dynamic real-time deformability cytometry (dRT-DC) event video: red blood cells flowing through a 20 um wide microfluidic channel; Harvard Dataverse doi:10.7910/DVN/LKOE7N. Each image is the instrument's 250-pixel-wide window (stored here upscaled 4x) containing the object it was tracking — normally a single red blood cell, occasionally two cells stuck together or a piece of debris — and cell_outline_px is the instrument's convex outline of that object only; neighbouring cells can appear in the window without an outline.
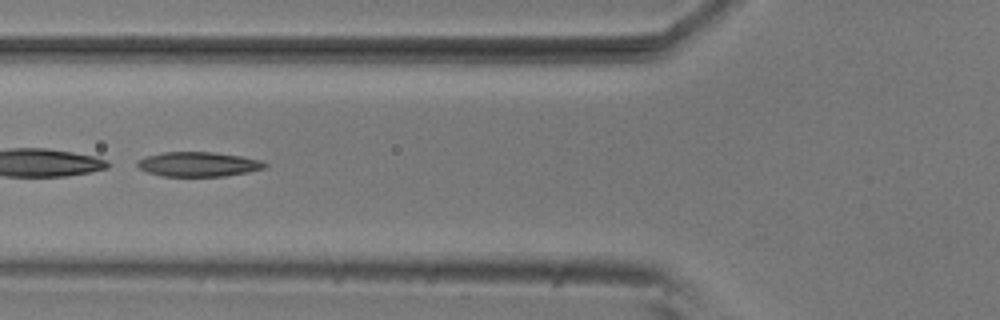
{"species": "common noctule bat (a hibernating species)", "species_latin": "Nyctalus noctula", "temperature_condition": "room temperature", "stored_images_in_passage": 43, "camera_frame_rate_fps": 3000, "um_per_image_px": 0.085, "animal": {"sex": "male", "body_mass_g": 20.5, "forearm_length_mm": 52.5}, "frame": {"image": 1, "passage_image": 10, "time_ms": 3.0, "image_size_px": [1000, 320], "cell_outline_px": [[268, 164], [264, 168], [248, 172], [224, 176], [160, 176], [148, 172], [140, 168], [136, 164], [136, 160], [148, 156], [164, 152], [212, 152], [240, 156], [260, 160]], "centroid_in_image_um": [16.84, 13.96], "position_along_channel_um": 109.0, "area_um2": 18.15}}
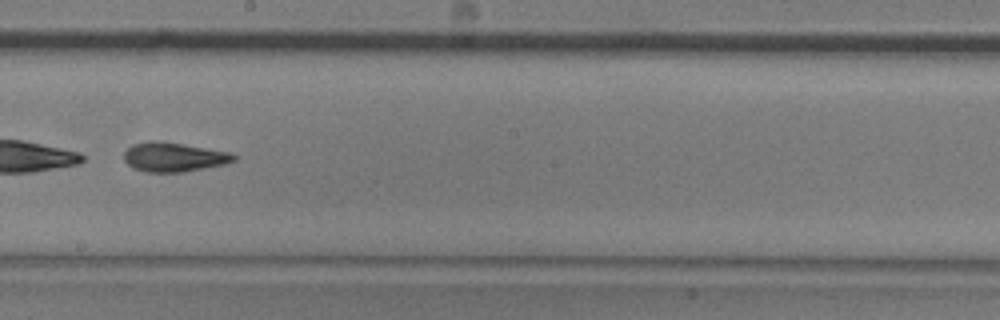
{"frame": {"image": 2, "passage_image": 20, "time_ms": 6.333, "image_size_px": [1000, 320], "cell_outline_px": [[236, 160], [224, 164], [204, 168], [180, 172], [144, 172], [132, 168], [124, 160], [124, 152], [132, 144], [148, 140], [164, 140], [232, 152], [236, 156]], "centroid_in_image_um": [14.76, 13.32], "position_along_channel_um": 233.4, "area_um2": 19.13}}
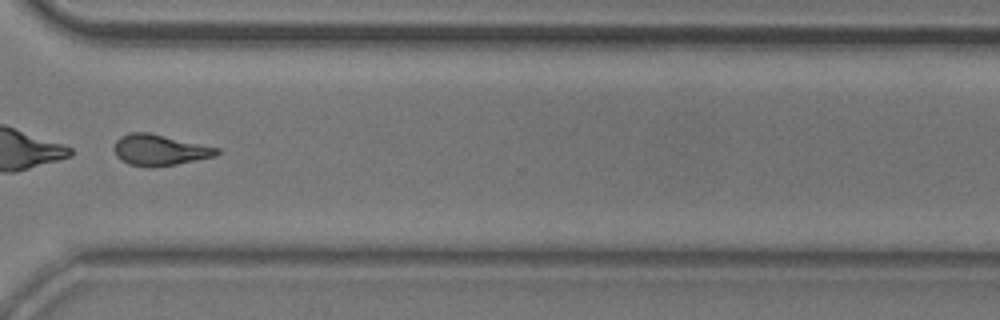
{"frame": {"image": 3, "passage_image": 30, "time_ms": 9.667, "image_size_px": [1000, 320], "cell_outline_px": [[220, 152], [216, 156], [176, 164], [152, 168], [148, 168], [128, 164], [120, 160], [116, 156], [116, 140], [120, 136], [132, 132], [148, 132], [220, 148]], "centroid_in_image_um": [13.58, 12.76], "position_along_channel_um": 357.0, "area_um2": 18.55}, "authors_computed_cell_mechanics": {"area_um2": 19.074, "velocity_mm_per_s": 3.7257, "shape_relaxation_time_tau1_ms": 6.2731, "shape_relaxation_time_tau2_ms": 3.08, "deformation_change_tau1": 0.1908, "deformation_change_tau2": 0.1186}}